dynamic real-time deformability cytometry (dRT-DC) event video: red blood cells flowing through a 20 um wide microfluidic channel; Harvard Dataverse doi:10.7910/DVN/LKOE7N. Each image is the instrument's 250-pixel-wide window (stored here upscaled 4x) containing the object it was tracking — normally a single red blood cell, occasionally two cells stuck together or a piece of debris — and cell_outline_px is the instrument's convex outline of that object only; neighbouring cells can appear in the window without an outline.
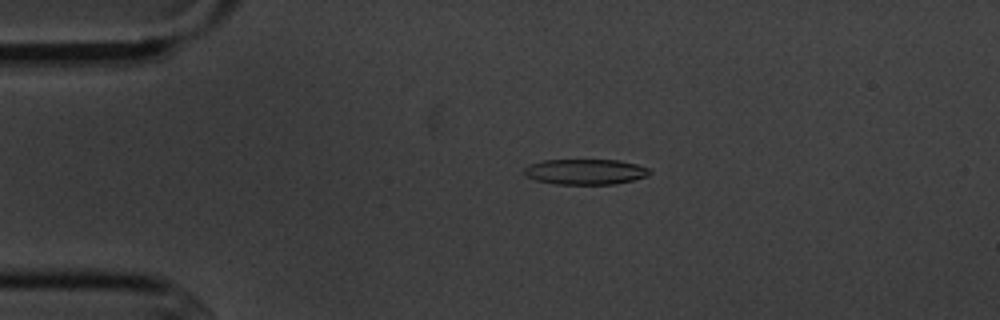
{"species": "common noctule bat (a hibernating species)", "species_latin": "Nyctalus noctula", "temperature_condition": "cold", "stored_images_in_passage": 5, "camera_frame_rate_fps": 3000, "um_per_image_px": 0.085, "animal": {"sex": "male", "body_mass_g": 20.1, "forearm_length_mm": 53.5}, "frame": {"image": 1, "passage_image": 4, "time_ms": 3.667, "image_size_px": [1000, 320], "cell_outline_px": [[652, 172], [648, 176], [632, 180], [612, 184], [556, 184], [536, 180], [528, 176], [524, 172], [524, 168], [528, 164], [544, 160], [620, 160], [636, 164], [648, 168]], "centroid_in_image_um": [49.76, 14.59], "position_along_channel_um": 35.2, "area_um2": 18.55}}